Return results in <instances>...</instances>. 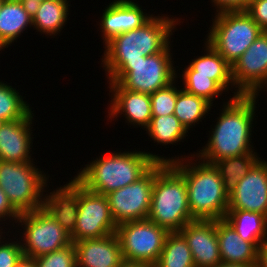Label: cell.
Returning a JSON list of instances; mask_svg holds the SVG:
<instances>
[{
	"instance_id": "6da1fadb",
	"label": "cell",
	"mask_w": 267,
	"mask_h": 267,
	"mask_svg": "<svg viewBox=\"0 0 267 267\" xmlns=\"http://www.w3.org/2000/svg\"><path fill=\"white\" fill-rule=\"evenodd\" d=\"M257 98L258 95H240L224 101L220 109L222 113L217 117L214 128L209 131L208 142L195 156L213 164L226 157L257 153L251 144Z\"/></svg>"
},
{
	"instance_id": "7a4b0ae2",
	"label": "cell",
	"mask_w": 267,
	"mask_h": 267,
	"mask_svg": "<svg viewBox=\"0 0 267 267\" xmlns=\"http://www.w3.org/2000/svg\"><path fill=\"white\" fill-rule=\"evenodd\" d=\"M166 157L150 151L108 152L79 169L74 176L84 187L107 195L143 177L157 162L166 163Z\"/></svg>"
},
{
	"instance_id": "3957f363",
	"label": "cell",
	"mask_w": 267,
	"mask_h": 267,
	"mask_svg": "<svg viewBox=\"0 0 267 267\" xmlns=\"http://www.w3.org/2000/svg\"><path fill=\"white\" fill-rule=\"evenodd\" d=\"M192 154L166 158V163H170L185 179L191 215L199 220L224 219L229 193L224 189L223 180L213 164Z\"/></svg>"
},
{
	"instance_id": "277c9868",
	"label": "cell",
	"mask_w": 267,
	"mask_h": 267,
	"mask_svg": "<svg viewBox=\"0 0 267 267\" xmlns=\"http://www.w3.org/2000/svg\"><path fill=\"white\" fill-rule=\"evenodd\" d=\"M148 219L169 232H179L196 220L189 209L185 179L170 163L155 164Z\"/></svg>"
},
{
	"instance_id": "5b68a950",
	"label": "cell",
	"mask_w": 267,
	"mask_h": 267,
	"mask_svg": "<svg viewBox=\"0 0 267 267\" xmlns=\"http://www.w3.org/2000/svg\"><path fill=\"white\" fill-rule=\"evenodd\" d=\"M170 17L154 14L141 27L115 36L103 47L102 62H137L163 51L170 44L175 27L181 25L179 17Z\"/></svg>"
},
{
	"instance_id": "8992f818",
	"label": "cell",
	"mask_w": 267,
	"mask_h": 267,
	"mask_svg": "<svg viewBox=\"0 0 267 267\" xmlns=\"http://www.w3.org/2000/svg\"><path fill=\"white\" fill-rule=\"evenodd\" d=\"M171 44L163 51L144 56L137 62H101L107 83H119L124 89L152 94L177 79Z\"/></svg>"
},
{
	"instance_id": "52a82bcc",
	"label": "cell",
	"mask_w": 267,
	"mask_h": 267,
	"mask_svg": "<svg viewBox=\"0 0 267 267\" xmlns=\"http://www.w3.org/2000/svg\"><path fill=\"white\" fill-rule=\"evenodd\" d=\"M34 163L0 160V188L19 213L42 208L49 187V176Z\"/></svg>"
},
{
	"instance_id": "ba28073f",
	"label": "cell",
	"mask_w": 267,
	"mask_h": 267,
	"mask_svg": "<svg viewBox=\"0 0 267 267\" xmlns=\"http://www.w3.org/2000/svg\"><path fill=\"white\" fill-rule=\"evenodd\" d=\"M213 17L205 39L230 65L263 32L245 10L215 12Z\"/></svg>"
},
{
	"instance_id": "9c48e42d",
	"label": "cell",
	"mask_w": 267,
	"mask_h": 267,
	"mask_svg": "<svg viewBox=\"0 0 267 267\" xmlns=\"http://www.w3.org/2000/svg\"><path fill=\"white\" fill-rule=\"evenodd\" d=\"M16 222L23 229L18 239L24 257L35 259L72 243L70 234L43 207L20 213Z\"/></svg>"
},
{
	"instance_id": "30bf717a",
	"label": "cell",
	"mask_w": 267,
	"mask_h": 267,
	"mask_svg": "<svg viewBox=\"0 0 267 267\" xmlns=\"http://www.w3.org/2000/svg\"><path fill=\"white\" fill-rule=\"evenodd\" d=\"M170 232L149 219L128 221L117 225L123 259L154 266Z\"/></svg>"
},
{
	"instance_id": "8fae6325",
	"label": "cell",
	"mask_w": 267,
	"mask_h": 267,
	"mask_svg": "<svg viewBox=\"0 0 267 267\" xmlns=\"http://www.w3.org/2000/svg\"><path fill=\"white\" fill-rule=\"evenodd\" d=\"M117 224L112 218L105 195L88 190L79 182L78 217L71 242L98 239L116 233Z\"/></svg>"
},
{
	"instance_id": "7c38bea8",
	"label": "cell",
	"mask_w": 267,
	"mask_h": 267,
	"mask_svg": "<svg viewBox=\"0 0 267 267\" xmlns=\"http://www.w3.org/2000/svg\"><path fill=\"white\" fill-rule=\"evenodd\" d=\"M155 178V165L139 180L105 195L117 225L148 219Z\"/></svg>"
},
{
	"instance_id": "4fadbf2b",
	"label": "cell",
	"mask_w": 267,
	"mask_h": 267,
	"mask_svg": "<svg viewBox=\"0 0 267 267\" xmlns=\"http://www.w3.org/2000/svg\"><path fill=\"white\" fill-rule=\"evenodd\" d=\"M232 78L241 95H261L267 86V32L263 31L232 65Z\"/></svg>"
},
{
	"instance_id": "5bb4252c",
	"label": "cell",
	"mask_w": 267,
	"mask_h": 267,
	"mask_svg": "<svg viewBox=\"0 0 267 267\" xmlns=\"http://www.w3.org/2000/svg\"><path fill=\"white\" fill-rule=\"evenodd\" d=\"M228 209L257 212L267 217V161L260 159L229 193Z\"/></svg>"
},
{
	"instance_id": "9a60e30c",
	"label": "cell",
	"mask_w": 267,
	"mask_h": 267,
	"mask_svg": "<svg viewBox=\"0 0 267 267\" xmlns=\"http://www.w3.org/2000/svg\"><path fill=\"white\" fill-rule=\"evenodd\" d=\"M108 84L111 101L108 105L107 117L111 119L110 121H114V118L118 120L117 117L123 114L128 125L146 129L152 118L150 94L126 90L119 83Z\"/></svg>"
},
{
	"instance_id": "2e32d148",
	"label": "cell",
	"mask_w": 267,
	"mask_h": 267,
	"mask_svg": "<svg viewBox=\"0 0 267 267\" xmlns=\"http://www.w3.org/2000/svg\"><path fill=\"white\" fill-rule=\"evenodd\" d=\"M179 233L187 241L195 267H215L222 262L216 220L196 219L187 223Z\"/></svg>"
},
{
	"instance_id": "e0dca14e",
	"label": "cell",
	"mask_w": 267,
	"mask_h": 267,
	"mask_svg": "<svg viewBox=\"0 0 267 267\" xmlns=\"http://www.w3.org/2000/svg\"><path fill=\"white\" fill-rule=\"evenodd\" d=\"M102 13L101 23L97 25L104 45L119 34L141 27L153 16L134 0H114Z\"/></svg>"
},
{
	"instance_id": "ac0fdd59",
	"label": "cell",
	"mask_w": 267,
	"mask_h": 267,
	"mask_svg": "<svg viewBox=\"0 0 267 267\" xmlns=\"http://www.w3.org/2000/svg\"><path fill=\"white\" fill-rule=\"evenodd\" d=\"M34 113L24 119L0 122V160L10 162H34L32 158V122ZM32 158V159H31Z\"/></svg>"
},
{
	"instance_id": "d6986e66",
	"label": "cell",
	"mask_w": 267,
	"mask_h": 267,
	"mask_svg": "<svg viewBox=\"0 0 267 267\" xmlns=\"http://www.w3.org/2000/svg\"><path fill=\"white\" fill-rule=\"evenodd\" d=\"M73 244L76 251V267H118L124 260L116 233Z\"/></svg>"
},
{
	"instance_id": "ffe728a7",
	"label": "cell",
	"mask_w": 267,
	"mask_h": 267,
	"mask_svg": "<svg viewBox=\"0 0 267 267\" xmlns=\"http://www.w3.org/2000/svg\"><path fill=\"white\" fill-rule=\"evenodd\" d=\"M78 199L79 181L74 177L69 180V183L46 193L42 207L71 234L78 217Z\"/></svg>"
},
{
	"instance_id": "44dd1931",
	"label": "cell",
	"mask_w": 267,
	"mask_h": 267,
	"mask_svg": "<svg viewBox=\"0 0 267 267\" xmlns=\"http://www.w3.org/2000/svg\"><path fill=\"white\" fill-rule=\"evenodd\" d=\"M216 233L222 263L257 264L258 249L243 240L225 220H216Z\"/></svg>"
},
{
	"instance_id": "7402d4cb",
	"label": "cell",
	"mask_w": 267,
	"mask_h": 267,
	"mask_svg": "<svg viewBox=\"0 0 267 267\" xmlns=\"http://www.w3.org/2000/svg\"><path fill=\"white\" fill-rule=\"evenodd\" d=\"M28 26L33 27L32 8L20 0H4L0 10V51L17 42Z\"/></svg>"
},
{
	"instance_id": "603a6c76",
	"label": "cell",
	"mask_w": 267,
	"mask_h": 267,
	"mask_svg": "<svg viewBox=\"0 0 267 267\" xmlns=\"http://www.w3.org/2000/svg\"><path fill=\"white\" fill-rule=\"evenodd\" d=\"M204 55L196 56L190 61L189 66L196 71V75L210 76L215 80L226 92L231 89L234 93L232 98L241 94L235 89L232 78V65H230L211 45L205 40ZM206 46V47H205ZM206 52V53H205Z\"/></svg>"
},
{
	"instance_id": "cb8c5ba5",
	"label": "cell",
	"mask_w": 267,
	"mask_h": 267,
	"mask_svg": "<svg viewBox=\"0 0 267 267\" xmlns=\"http://www.w3.org/2000/svg\"><path fill=\"white\" fill-rule=\"evenodd\" d=\"M69 2L70 0H43L34 6L32 8L33 29L40 34L55 38L69 19Z\"/></svg>"
},
{
	"instance_id": "d4e9b609",
	"label": "cell",
	"mask_w": 267,
	"mask_h": 267,
	"mask_svg": "<svg viewBox=\"0 0 267 267\" xmlns=\"http://www.w3.org/2000/svg\"><path fill=\"white\" fill-rule=\"evenodd\" d=\"M224 219L237 234L257 249L267 242V217L261 213L228 209Z\"/></svg>"
},
{
	"instance_id": "484cf974",
	"label": "cell",
	"mask_w": 267,
	"mask_h": 267,
	"mask_svg": "<svg viewBox=\"0 0 267 267\" xmlns=\"http://www.w3.org/2000/svg\"><path fill=\"white\" fill-rule=\"evenodd\" d=\"M212 104L200 96L180 89L177 94L174 115L179 119L183 126L189 131L196 124L202 122L207 113L210 112Z\"/></svg>"
},
{
	"instance_id": "4316f807",
	"label": "cell",
	"mask_w": 267,
	"mask_h": 267,
	"mask_svg": "<svg viewBox=\"0 0 267 267\" xmlns=\"http://www.w3.org/2000/svg\"><path fill=\"white\" fill-rule=\"evenodd\" d=\"M258 153H247L226 157L213 163L224 183V189L230 193L238 181L246 176L251 168L261 159Z\"/></svg>"
},
{
	"instance_id": "83f0119b",
	"label": "cell",
	"mask_w": 267,
	"mask_h": 267,
	"mask_svg": "<svg viewBox=\"0 0 267 267\" xmlns=\"http://www.w3.org/2000/svg\"><path fill=\"white\" fill-rule=\"evenodd\" d=\"M148 136L153 139V143L160 145L180 144L186 139L188 130L174 115L152 117L149 126L145 129Z\"/></svg>"
},
{
	"instance_id": "f1b7e54d",
	"label": "cell",
	"mask_w": 267,
	"mask_h": 267,
	"mask_svg": "<svg viewBox=\"0 0 267 267\" xmlns=\"http://www.w3.org/2000/svg\"><path fill=\"white\" fill-rule=\"evenodd\" d=\"M153 267H195L191 250L179 232H170Z\"/></svg>"
},
{
	"instance_id": "f546056e",
	"label": "cell",
	"mask_w": 267,
	"mask_h": 267,
	"mask_svg": "<svg viewBox=\"0 0 267 267\" xmlns=\"http://www.w3.org/2000/svg\"><path fill=\"white\" fill-rule=\"evenodd\" d=\"M177 78L182 77V85L186 92L196 96L203 97L212 105L217 97H220L226 92L215 80L210 79V76L196 75L189 65L182 70V75L177 73ZM180 75V76H179Z\"/></svg>"
},
{
	"instance_id": "4dcf8cb0",
	"label": "cell",
	"mask_w": 267,
	"mask_h": 267,
	"mask_svg": "<svg viewBox=\"0 0 267 267\" xmlns=\"http://www.w3.org/2000/svg\"><path fill=\"white\" fill-rule=\"evenodd\" d=\"M16 88L0 80V122L24 119L32 111Z\"/></svg>"
},
{
	"instance_id": "1f68e13d",
	"label": "cell",
	"mask_w": 267,
	"mask_h": 267,
	"mask_svg": "<svg viewBox=\"0 0 267 267\" xmlns=\"http://www.w3.org/2000/svg\"><path fill=\"white\" fill-rule=\"evenodd\" d=\"M176 83L174 80L169 85L150 94L152 117L174 114L177 94L179 93Z\"/></svg>"
},
{
	"instance_id": "d6a6232c",
	"label": "cell",
	"mask_w": 267,
	"mask_h": 267,
	"mask_svg": "<svg viewBox=\"0 0 267 267\" xmlns=\"http://www.w3.org/2000/svg\"><path fill=\"white\" fill-rule=\"evenodd\" d=\"M36 267H76V251L73 243L34 259Z\"/></svg>"
},
{
	"instance_id": "836d02e7",
	"label": "cell",
	"mask_w": 267,
	"mask_h": 267,
	"mask_svg": "<svg viewBox=\"0 0 267 267\" xmlns=\"http://www.w3.org/2000/svg\"><path fill=\"white\" fill-rule=\"evenodd\" d=\"M3 232V230H0V267H16L24 257L21 243L16 239L17 237L14 238L17 241H11L14 239H10L5 242L4 239L6 238L2 235Z\"/></svg>"
},
{
	"instance_id": "e575fe53",
	"label": "cell",
	"mask_w": 267,
	"mask_h": 267,
	"mask_svg": "<svg viewBox=\"0 0 267 267\" xmlns=\"http://www.w3.org/2000/svg\"><path fill=\"white\" fill-rule=\"evenodd\" d=\"M259 27L267 32V0H250L245 10Z\"/></svg>"
},
{
	"instance_id": "d590c367",
	"label": "cell",
	"mask_w": 267,
	"mask_h": 267,
	"mask_svg": "<svg viewBox=\"0 0 267 267\" xmlns=\"http://www.w3.org/2000/svg\"><path fill=\"white\" fill-rule=\"evenodd\" d=\"M20 213L11 205V203L8 200L7 195L3 192V190L0 188V225L6 223L3 221H10L12 220V225L16 223L17 225V219L19 218ZM3 219V220H2ZM5 219V220H4ZM0 230H3L2 226L0 227Z\"/></svg>"
},
{
	"instance_id": "8d00e7d4",
	"label": "cell",
	"mask_w": 267,
	"mask_h": 267,
	"mask_svg": "<svg viewBox=\"0 0 267 267\" xmlns=\"http://www.w3.org/2000/svg\"><path fill=\"white\" fill-rule=\"evenodd\" d=\"M216 12L246 10L250 0H210Z\"/></svg>"
},
{
	"instance_id": "74e56055",
	"label": "cell",
	"mask_w": 267,
	"mask_h": 267,
	"mask_svg": "<svg viewBox=\"0 0 267 267\" xmlns=\"http://www.w3.org/2000/svg\"><path fill=\"white\" fill-rule=\"evenodd\" d=\"M256 267H267V242L263 243L258 249Z\"/></svg>"
},
{
	"instance_id": "f35d334b",
	"label": "cell",
	"mask_w": 267,
	"mask_h": 267,
	"mask_svg": "<svg viewBox=\"0 0 267 267\" xmlns=\"http://www.w3.org/2000/svg\"><path fill=\"white\" fill-rule=\"evenodd\" d=\"M16 267H36L34 259L23 257Z\"/></svg>"
},
{
	"instance_id": "ab89813d",
	"label": "cell",
	"mask_w": 267,
	"mask_h": 267,
	"mask_svg": "<svg viewBox=\"0 0 267 267\" xmlns=\"http://www.w3.org/2000/svg\"><path fill=\"white\" fill-rule=\"evenodd\" d=\"M118 267H152V266L141 262H130L123 260V262Z\"/></svg>"
},
{
	"instance_id": "60d3db41",
	"label": "cell",
	"mask_w": 267,
	"mask_h": 267,
	"mask_svg": "<svg viewBox=\"0 0 267 267\" xmlns=\"http://www.w3.org/2000/svg\"><path fill=\"white\" fill-rule=\"evenodd\" d=\"M257 264L219 263L215 267H256Z\"/></svg>"
},
{
	"instance_id": "b9f144b4",
	"label": "cell",
	"mask_w": 267,
	"mask_h": 267,
	"mask_svg": "<svg viewBox=\"0 0 267 267\" xmlns=\"http://www.w3.org/2000/svg\"><path fill=\"white\" fill-rule=\"evenodd\" d=\"M22 1L27 7L33 8L43 0H20Z\"/></svg>"
},
{
	"instance_id": "7bdbcfd3",
	"label": "cell",
	"mask_w": 267,
	"mask_h": 267,
	"mask_svg": "<svg viewBox=\"0 0 267 267\" xmlns=\"http://www.w3.org/2000/svg\"><path fill=\"white\" fill-rule=\"evenodd\" d=\"M4 0H0V10H1V5H2V2H3Z\"/></svg>"
}]
</instances>
